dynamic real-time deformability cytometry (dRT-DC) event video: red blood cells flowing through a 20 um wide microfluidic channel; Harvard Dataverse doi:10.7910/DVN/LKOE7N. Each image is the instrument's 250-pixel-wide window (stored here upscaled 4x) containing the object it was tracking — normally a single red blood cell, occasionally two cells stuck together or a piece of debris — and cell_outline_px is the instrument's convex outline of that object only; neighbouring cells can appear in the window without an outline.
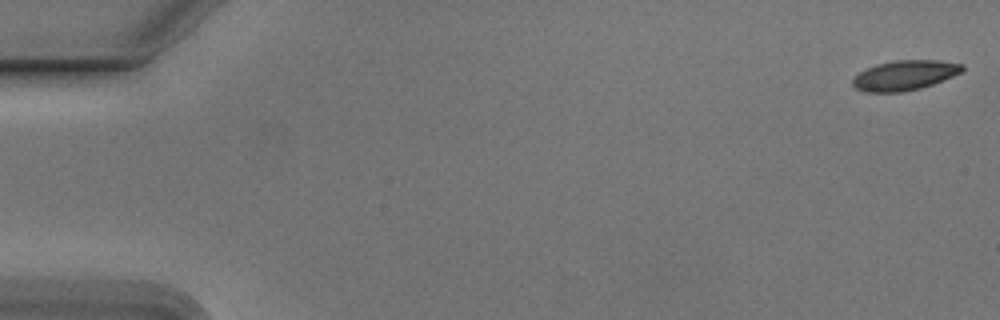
{"species": "Egyptian fruit bat (a non-hibernating species)", "species_latin": "Rousettus aegyptiacus", "temperature_condition": "cold", "stored_images_in_passage": 16, "camera_frame_rate_fps": 3000, "um_per_image_px": 0.085, "animal": {"sex": "male"}, "frame": {"image": 1, "passage_image": 1, "time_ms": 0.0, "image_size_px": [1000, 320], "cell_outline_px": [[964, 72], [932, 84], [920, 88], [900, 92], [868, 92], [856, 88], [852, 84], [852, 80], [860, 72], [876, 64], [896, 60], [940, 60], [964, 64]], "centroid_in_image_um": [76.94, 6.39], "position_along_channel_um": 8.1, "area_um2": 19.02}}
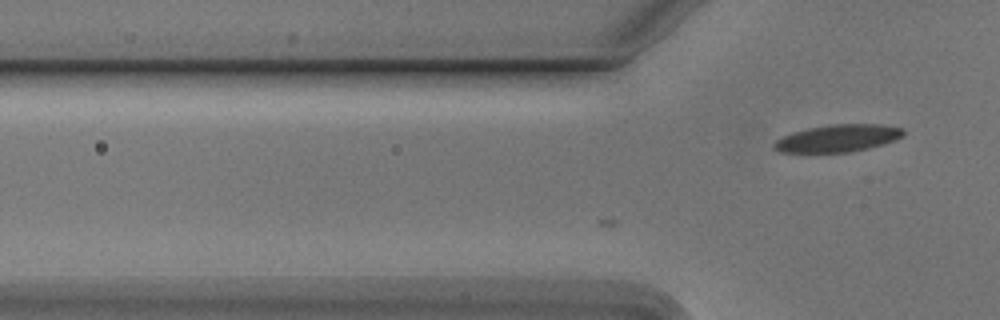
{"frame": {"image": 2, "passage_image": 16, "time_ms": 5.0, "image_size_px": [1000, 320], "cell_outline_px": [[904, 132], [896, 140], [884, 144], [868, 148], [848, 152], [780, 152], [772, 148], [772, 144], [776, 140], [792, 132], [808, 128], [832, 124], [880, 124], [904, 128]], "centroid_in_image_um": [71.21, 11.75], "position_along_channel_um": 54.6, "area_um2": 20.52}}